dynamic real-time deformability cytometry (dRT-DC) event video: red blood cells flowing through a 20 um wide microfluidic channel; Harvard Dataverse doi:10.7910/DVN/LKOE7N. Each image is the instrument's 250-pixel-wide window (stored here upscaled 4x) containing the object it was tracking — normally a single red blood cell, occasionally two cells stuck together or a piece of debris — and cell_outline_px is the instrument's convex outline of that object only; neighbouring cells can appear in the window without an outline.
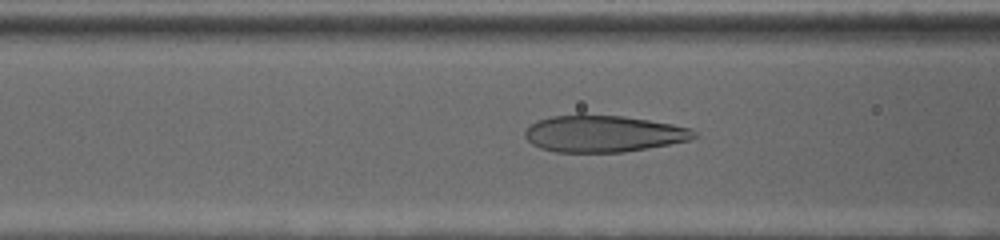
{"species": "human", "species_latin": "Homo sapiens", "temperature_condition": "cold", "stored_images_in_passage": 35, "camera_frame_rate_fps": 3000, "um_per_image_px": 0.085, "donor": {"sex": "female"}, "frame": {"image": 1, "passage_image": 15, "time_ms": 4.667, "image_size_px": [1000, 240], "cell_outline_px": [[700, 136], [688, 140], [668, 144], [624, 152], [556, 152], [540, 148], [532, 144], [524, 136], [524, 132], [536, 120], [552, 116], [620, 116], [648, 120], [672, 124], [692, 128]], "centroid_in_image_um": [51.3, 11.38], "position_along_channel_um": 115.3, "area_um2": 35.66}}
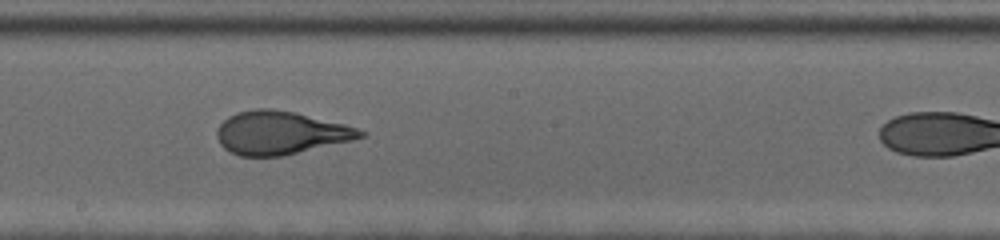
{"frame": {"image": 2, "passage_image": 26, "time_ms": 8.333, "image_size_px": [1000, 240], "cell_outline_px": [[368, 132], [364, 136], [352, 140], [280, 156], [240, 156], [224, 148], [220, 144], [216, 136], [216, 132], [220, 124], [228, 116], [236, 112], [256, 108], [268, 108], [296, 112], [344, 124]], "centroid_in_image_um": [23.81, 11.28], "position_along_channel_um": 224.4, "area_um2": 35.89}}
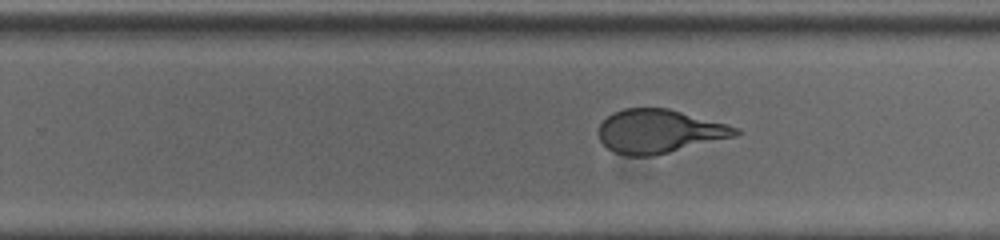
{"frame": {"image": 3, "passage_image": 31, "time_ms": 10.0, "image_size_px": [1000, 240], "cell_outline_px": [[740, 132], [736, 136], [652, 156], [628, 156], [612, 152], [600, 140], [600, 124], [612, 112], [624, 108], [668, 108], [740, 128]], "centroid_in_image_um": [56.02, 11.16], "position_along_channel_um": 273.8, "area_um2": 34.51}}